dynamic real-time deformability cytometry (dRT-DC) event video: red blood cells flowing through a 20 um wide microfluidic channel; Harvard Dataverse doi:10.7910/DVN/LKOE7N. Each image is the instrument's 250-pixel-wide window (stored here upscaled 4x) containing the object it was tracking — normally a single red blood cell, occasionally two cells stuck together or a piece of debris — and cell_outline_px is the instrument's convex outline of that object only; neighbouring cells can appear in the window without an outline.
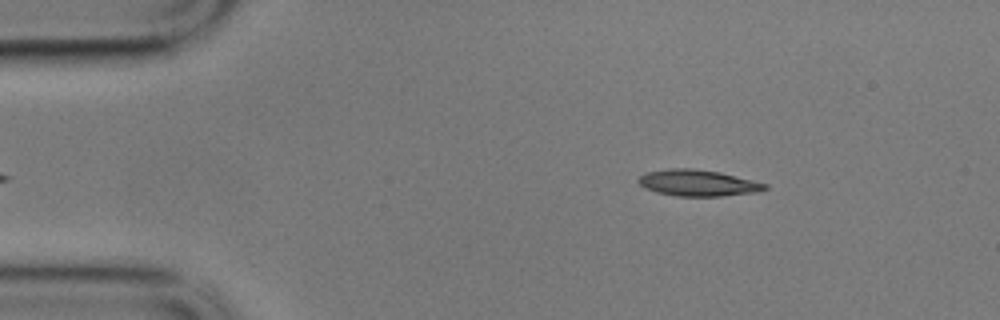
{"species": "common noctule bat (a hibernating species)", "species_latin": "Nyctalus noctula", "temperature_condition": "cold", "stored_images_in_passage": 54, "camera_frame_rate_fps": 3000, "um_per_image_px": 0.085, "animal": {"sex": "male", "body_mass_g": 17.9}, "frame": {"image": 1, "passage_image": 3, "time_ms": 0.667, "image_size_px": [1000, 320], "cell_outline_px": [[768, 188], [756, 192], [720, 196], [676, 196], [656, 192], [644, 188], [636, 180], [640, 176], [648, 172], [672, 168], [692, 168], [720, 172], [768, 184]], "centroid_in_image_um": [59.31, 15.55], "position_along_channel_um": 25.7, "area_um2": 19.31}}
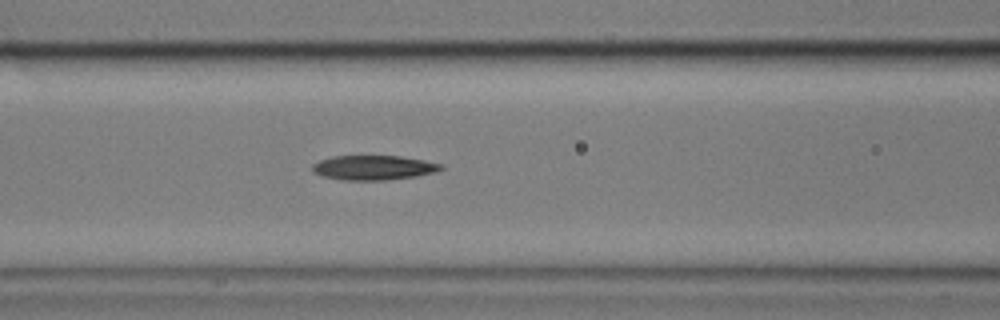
{"frame": {"image": 2, "passage_image": 18, "time_ms": 5.667, "image_size_px": [1000, 320], "cell_outline_px": [[444, 168], [432, 172], [416, 176], [384, 180], [344, 180], [324, 176], [312, 172], [312, 164], [320, 160], [332, 156], [400, 156], [424, 160], [444, 164]], "centroid_in_image_um": [31.74, 14.24], "position_along_channel_um": 134.9, "area_um2": 18.32}}
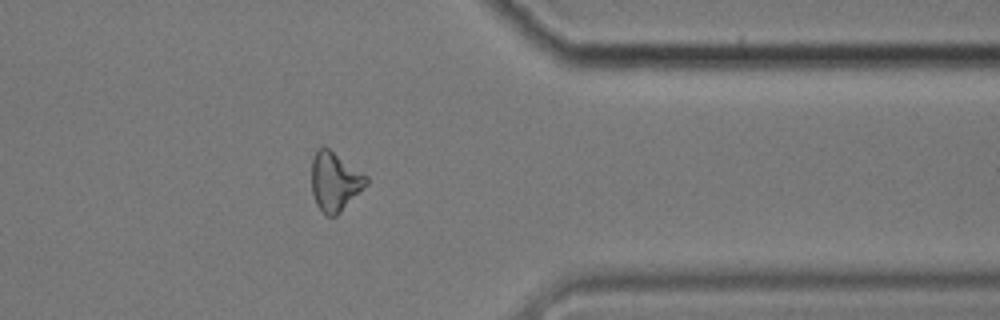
{"frame": {"image": 3, "passage_image": 41, "time_ms": 13.333, "image_size_px": [1000, 320], "cell_outline_px": [[368, 184], [336, 216], [328, 216], [316, 204], [312, 192], [312, 156], [316, 148], [328, 148], [368, 176]], "centroid_in_image_um": [28.46, 15.42], "position_along_channel_um": 382.9, "area_um2": 18.61}, "authors_computed_cell_mechanics": {"area_um2": 18.8717, "velocity_mm_per_s": 3.398, "shape_relaxation_time_tau1_ms": 8.0705, "shape_relaxation_time_tau2_ms": 9.4166, "deformation_change_tau1": 0.2065, "deformation_change_tau2": 0.2185}}